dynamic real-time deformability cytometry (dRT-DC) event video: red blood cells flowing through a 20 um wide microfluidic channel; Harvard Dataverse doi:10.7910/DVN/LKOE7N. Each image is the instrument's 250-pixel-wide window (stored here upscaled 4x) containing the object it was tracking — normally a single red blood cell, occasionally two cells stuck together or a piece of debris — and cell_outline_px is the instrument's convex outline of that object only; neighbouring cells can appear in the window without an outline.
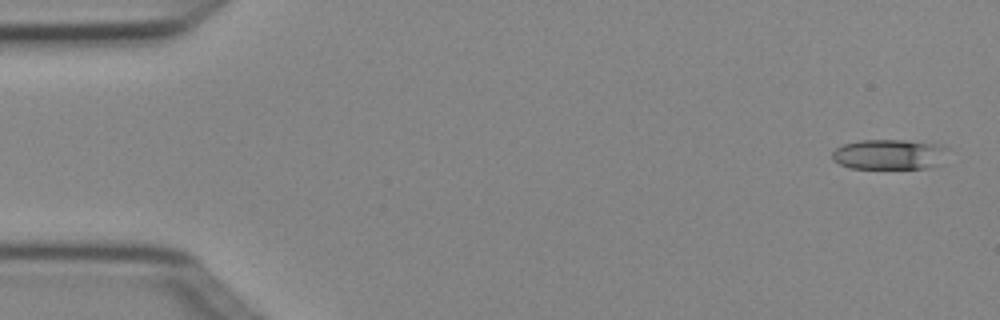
{"species": "Egyptian fruit bat (a non-hibernating species)", "species_latin": "Rousettus aegyptiacus", "temperature_condition": "cold", "stored_images_in_passage": 5, "camera_frame_rate_fps": 3000, "um_per_image_px": 0.085, "animal": {"sex": "female"}, "frame": {"image": 1, "passage_image": 1, "time_ms": 0.0, "image_size_px": [1000, 320], "cell_outline_px": [[948, 148], [936, 164], [924, 168], [852, 168], [840, 164], [832, 160], [832, 152], [836, 148], [844, 144], [860, 140], [904, 140], [944, 144]], "centroid_in_image_um": [75.54, 13.1], "position_along_channel_um": 9.5, "area_um2": 20.11}}
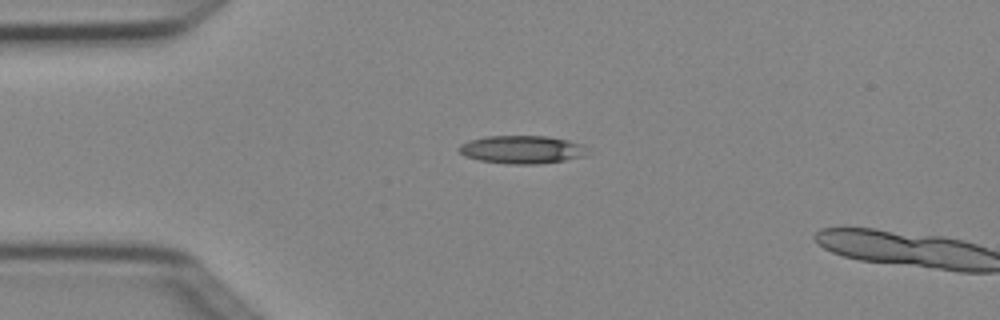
{"frame": {"image": 2, "passage_image": 4, "time_ms": 1.0, "image_size_px": [1000, 320], "cell_outline_px": [[592, 152], [588, 156], [564, 160], [536, 164], [508, 164], [480, 160], [464, 156], [456, 148], [460, 144], [468, 140], [484, 136], [548, 136], [568, 140], [584, 144]], "centroid_in_image_um": [44.41, 12.71], "position_along_channel_um": 40.6, "area_um2": 21.44}}